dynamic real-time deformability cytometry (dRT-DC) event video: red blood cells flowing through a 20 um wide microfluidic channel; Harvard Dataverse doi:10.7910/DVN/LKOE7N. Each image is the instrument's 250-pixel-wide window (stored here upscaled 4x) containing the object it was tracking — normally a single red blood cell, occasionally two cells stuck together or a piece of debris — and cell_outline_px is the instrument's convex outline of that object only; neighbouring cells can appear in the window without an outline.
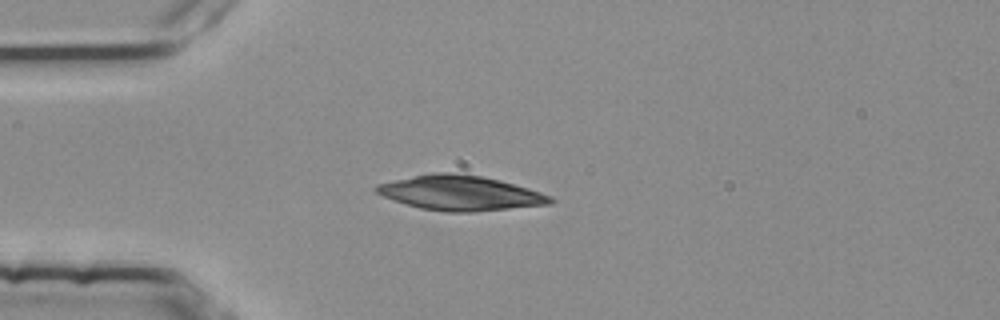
{"species": "common noctule bat (a hibernating species)", "species_latin": "Nyctalus noctula", "temperature_condition": "room temperature", "stored_images_in_passage": 2, "camera_frame_rate_fps": 3000, "um_per_image_px": 0.085, "animal": {"sex": "female", "body_mass_g": 25.1}, "frame": {"image": 1, "passage_image": 2, "time_ms": 0.333, "image_size_px": [1000, 320], "cell_outline_px": [[556, 200], [552, 204], [472, 212], [448, 212], [420, 208], [384, 196], [376, 192], [376, 184], [392, 180], [432, 172], [448, 172], [484, 176], [500, 180], [528, 188], [552, 196]], "centroid_in_image_um": [39.16, 16.39], "position_along_channel_um": 45.8, "area_um2": 35.2}}